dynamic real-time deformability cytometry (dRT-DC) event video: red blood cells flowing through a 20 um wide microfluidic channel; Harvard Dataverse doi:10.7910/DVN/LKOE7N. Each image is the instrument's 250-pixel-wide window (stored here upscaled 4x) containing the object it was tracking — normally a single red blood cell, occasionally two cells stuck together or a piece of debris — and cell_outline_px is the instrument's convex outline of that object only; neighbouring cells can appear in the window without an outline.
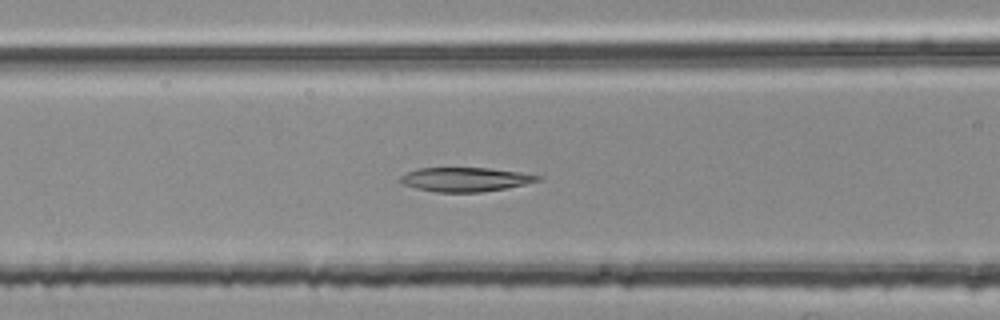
{"species": "common noctule bat (a hibernating species)", "species_latin": "Nyctalus noctula", "temperature_condition": "room temperature", "stored_images_in_passage": 54, "segment_of_instrument_passage": [2, 2], "camera_frame_rate_fps": 3000, "um_per_image_px": 0.085, "animal": {"sex": "female", "body_mass_g": 25.1}, "frame": {"image": 1, "passage_image": 22, "time_ms": 7.0, "image_size_px": [1000, 320], "cell_outline_px": [[540, 180], [524, 184], [504, 188], [480, 192], [436, 192], [416, 188], [400, 184], [400, 176], [416, 168], [488, 168], [520, 172], [540, 176]], "centroid_in_image_um": [39.49, 15.25], "position_along_channel_um": 127.1, "area_um2": 19.13}}
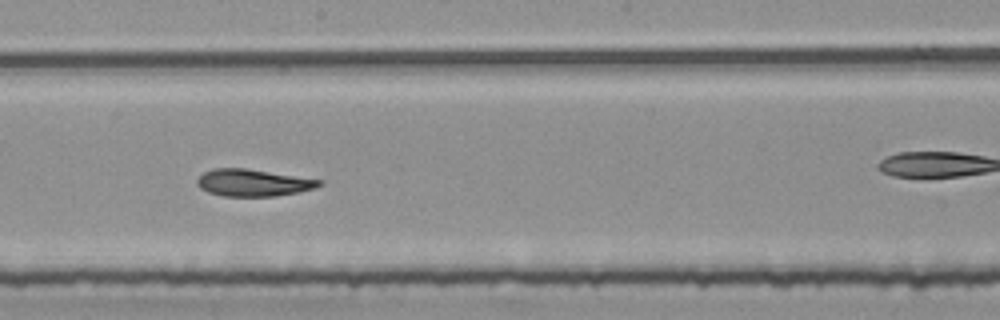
{"frame": {"image": 2, "passage_image": 30, "time_ms": 9.667, "image_size_px": [1000, 320], "cell_outline_px": [[324, 184], [316, 188], [300, 192], [276, 196], [224, 196], [208, 192], [200, 188], [196, 184], [196, 180], [204, 172], [212, 168], [244, 168], [324, 180]], "centroid_in_image_um": [21.54, 15.53], "position_along_channel_um": 226.7, "area_um2": 19.36}}
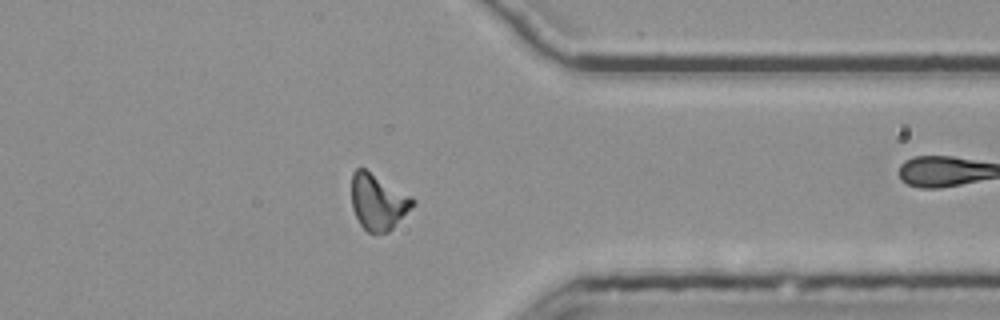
{"frame": {"image": 3, "passage_image": 43, "time_ms": 14.0, "image_size_px": [1000, 320], "cell_outline_px": [[416, 204], [388, 232], [368, 232], [360, 224], [352, 208], [352, 172], [356, 168], [364, 168], [412, 196], [416, 200]], "centroid_in_image_um": [32.15, 17.15], "position_along_channel_um": 379.3, "area_um2": 19.83}}